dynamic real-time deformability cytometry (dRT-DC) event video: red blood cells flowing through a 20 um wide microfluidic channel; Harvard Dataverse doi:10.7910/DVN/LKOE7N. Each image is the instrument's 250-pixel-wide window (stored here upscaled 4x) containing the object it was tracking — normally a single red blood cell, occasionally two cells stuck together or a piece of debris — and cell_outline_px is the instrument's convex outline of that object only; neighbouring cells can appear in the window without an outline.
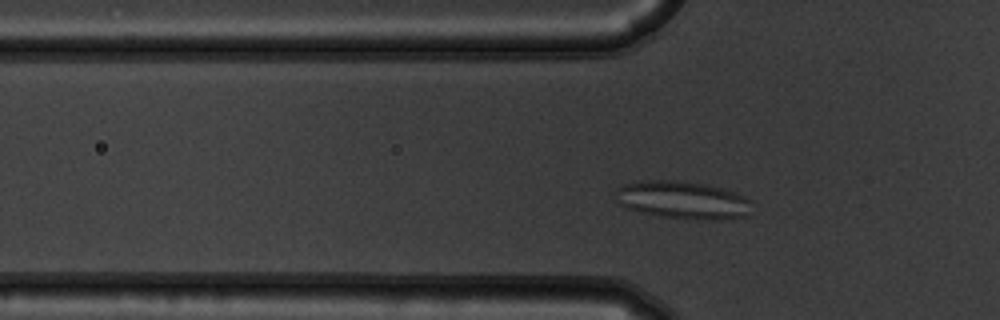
{"species": "common noctule bat (a hibernating species)", "species_latin": "Nyctalus noctula", "temperature_condition": "warm", "stored_images_in_passage": 46, "camera_frame_rate_fps": 3000, "um_per_image_px": 0.085, "animal": {"sex": "male", "body_mass_g": 19.5, "forearm_length_mm": 54.6}, "frame": {"image": 1, "passage_image": 9, "time_ms": 2.667, "image_size_px": [1000, 320], "cell_outline_px": [[752, 200], [748, 216], [720, 220], [700, 220], [660, 216], [640, 212], [624, 208], [620, 204], [616, 188], [632, 180], [676, 180], [704, 184], [724, 188], [736, 192]], "centroid_in_image_um": [58.05, 17.0], "position_along_channel_um": 67.7, "area_um2": 30.4}}
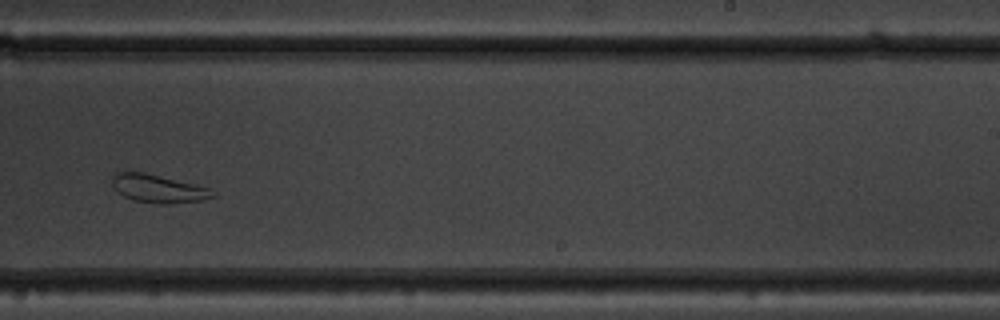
{"frame": {"image": 2, "passage_image": 26, "time_ms": 8.333, "image_size_px": [1000, 320], "cell_outline_px": [[216, 196], [204, 200], [168, 204], [156, 204], [136, 200], [124, 196], [116, 192], [112, 184], [112, 176], [116, 172], [124, 168], [144, 172], [196, 184], [208, 188]], "centroid_in_image_um": [13.37, 16.0], "position_along_channel_um": 275.6, "area_um2": 16.88}}
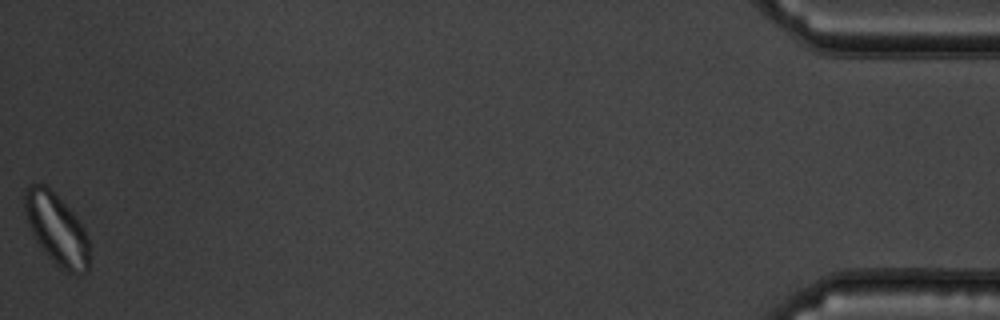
{"frame": {"image": 3, "passage_image": 46, "time_ms": 15.0, "image_size_px": [1000, 320], "cell_outline_px": [[88, 272], [80, 276], [72, 276], [64, 272], [56, 264], [36, 240], [28, 224], [24, 212], [24, 192], [28, 184], [44, 184], [76, 216], [84, 228], [88, 236]], "centroid_in_image_um": [4.83, 19.53], "position_along_channel_um": 430.4, "area_um2": 26.76}, "authors_computed_cell_mechanics": {"area_um2": 24.276, "velocity_mm_per_s": 3.6853, "shape_relaxation_time_tau1_ms": null, "shape_relaxation_time_tau2_ms": 1.395, "deformation_change_tau1": null, "deformation_change_tau2": 0.0812}}